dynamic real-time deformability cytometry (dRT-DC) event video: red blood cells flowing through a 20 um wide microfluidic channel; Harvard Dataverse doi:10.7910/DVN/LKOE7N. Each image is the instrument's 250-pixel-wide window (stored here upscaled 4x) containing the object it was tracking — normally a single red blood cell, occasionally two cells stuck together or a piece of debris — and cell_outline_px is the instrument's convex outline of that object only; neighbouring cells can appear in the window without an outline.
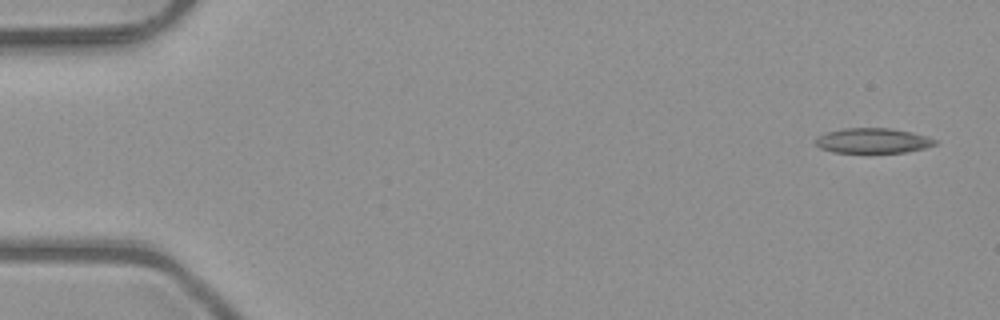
{"species": "common noctule bat (a hibernating species)", "species_latin": "Nyctalus noctula", "temperature_condition": "room temperature", "stored_images_in_passage": 5, "camera_frame_rate_fps": 3000, "um_per_image_px": 0.085, "animal": {"sex": "male", "body_mass_g": 23.1, "forearm_length_mm": 52.7}, "frame": {"image": 1, "passage_image": 1, "time_ms": 0.0, "image_size_px": [1000, 320], "cell_outline_px": [[936, 144], [924, 148], [904, 152], [832, 152], [820, 148], [812, 140], [816, 136], [828, 132], [844, 128], [892, 128], [912, 132], [936, 140]], "centroid_in_image_um": [74.13, 11.95], "position_along_channel_um": 10.9, "area_um2": 17.34}}
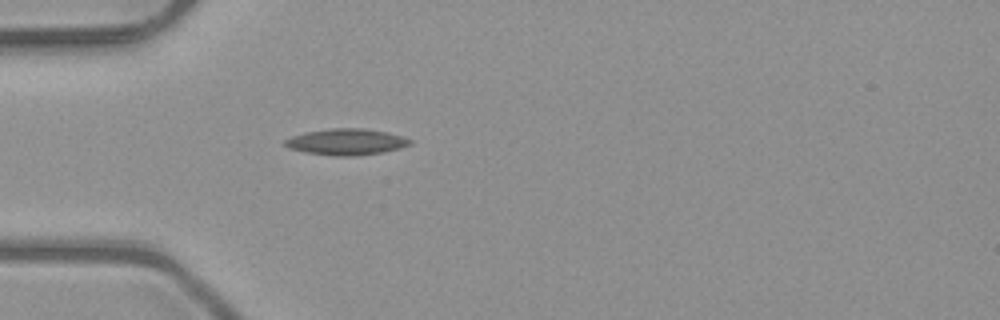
{"frame": {"image": 2, "passage_image": 5, "time_ms": 1.333, "image_size_px": [1000, 320], "cell_outline_px": [[412, 144], [400, 148], [384, 152], [356, 156], [336, 156], [304, 152], [288, 148], [284, 144], [284, 140], [292, 136], [304, 132], [328, 128], [364, 128], [388, 132], [412, 140]], "centroid_in_image_um": [29.43, 12.06], "position_along_channel_um": 55.6, "area_um2": 19.31}}